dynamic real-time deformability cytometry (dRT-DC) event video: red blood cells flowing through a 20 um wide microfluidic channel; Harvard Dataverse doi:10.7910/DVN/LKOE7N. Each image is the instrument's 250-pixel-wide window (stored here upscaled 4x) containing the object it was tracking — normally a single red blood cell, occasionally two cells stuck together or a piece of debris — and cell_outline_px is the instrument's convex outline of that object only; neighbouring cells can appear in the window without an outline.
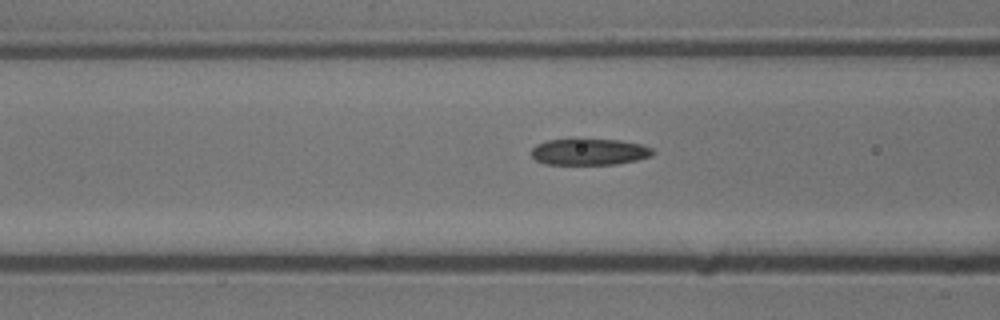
{"species": "common noctule bat (a hibernating species)", "species_latin": "Nyctalus noctula", "temperature_condition": "cold", "stored_images_in_passage": 6, "segment_of_instrument_passage": [2, 2], "camera_frame_rate_fps": 3000, "um_per_image_px": 0.085, "animal": {"sex": "male", "body_mass_g": 13.3}, "frame": {"image": 1, "passage_image": 6, "time_ms": 1.667, "image_size_px": [1000, 320], "cell_outline_px": [[656, 152], [652, 156], [636, 160], [616, 164], [544, 164], [536, 160], [532, 156], [532, 148], [536, 144], [548, 140], [576, 136], [620, 140], [640, 144], [652, 148]], "centroid_in_image_um": [50.07, 12.86], "position_along_channel_um": 116.5, "area_um2": 19.54}}